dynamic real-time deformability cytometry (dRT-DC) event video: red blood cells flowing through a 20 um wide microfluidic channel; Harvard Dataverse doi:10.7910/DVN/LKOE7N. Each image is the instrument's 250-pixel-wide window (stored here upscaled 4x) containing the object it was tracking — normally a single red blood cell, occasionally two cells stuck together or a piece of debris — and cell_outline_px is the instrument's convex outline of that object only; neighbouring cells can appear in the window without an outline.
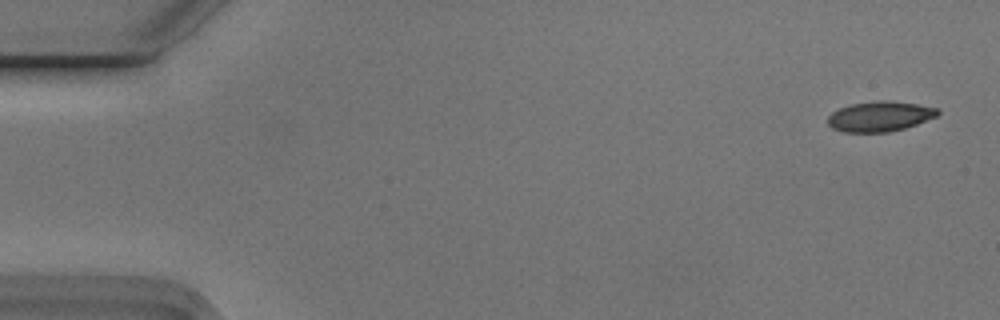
{"species": "Egyptian fruit bat (a non-hibernating species)", "species_latin": "Rousettus aegyptiacus", "temperature_condition": "cold", "stored_images_in_passage": 6, "segment_of_instrument_passage": [1, 2], "camera_frame_rate_fps": 3000, "um_per_image_px": 0.085, "animal": {"sex": "male"}, "frame": {"image": 1, "passage_image": 1, "time_ms": 0.0, "image_size_px": [1000, 320], "cell_outline_px": [[940, 112], [936, 116], [916, 124], [904, 128], [888, 132], [844, 132], [832, 128], [828, 124], [828, 116], [832, 112], [840, 108], [852, 104], [876, 100], [888, 100], [916, 104], [940, 108]], "centroid_in_image_um": [74.78, 9.88], "position_along_channel_um": 10.2, "area_um2": 19.25}}
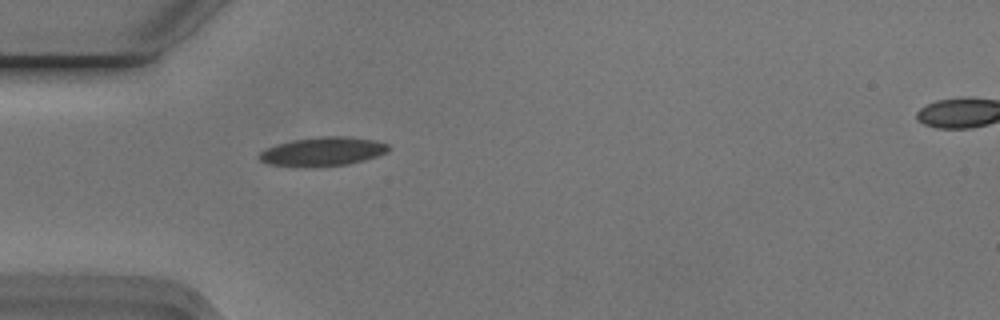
{"frame": {"image": 2, "passage_image": 5, "time_ms": 1.333, "image_size_px": [1000, 320], "cell_outline_px": [[392, 148], [388, 152], [364, 160], [348, 164], [312, 168], [304, 168], [268, 164], [260, 160], [260, 152], [276, 144], [292, 140], [320, 136], [344, 136], [376, 140], [388, 144]], "centroid_in_image_um": [27.46, 12.89], "position_along_channel_um": 57.5, "area_um2": 22.08}}